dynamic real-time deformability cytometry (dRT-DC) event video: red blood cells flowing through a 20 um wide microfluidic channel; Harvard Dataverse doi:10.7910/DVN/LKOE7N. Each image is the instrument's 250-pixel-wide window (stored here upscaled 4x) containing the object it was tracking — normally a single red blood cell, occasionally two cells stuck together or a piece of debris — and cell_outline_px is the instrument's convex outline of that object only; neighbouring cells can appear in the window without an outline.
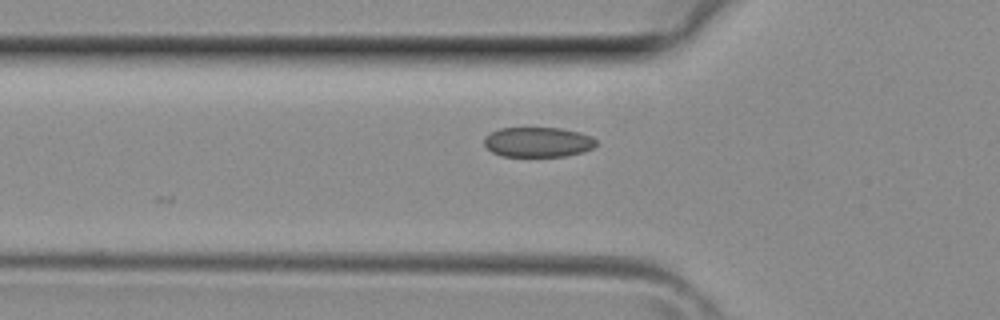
{"species": "common noctule bat (a hibernating species)", "species_latin": "Nyctalus noctula", "temperature_condition": "room temperature", "stored_images_in_passage": 7, "camera_frame_rate_fps": 3000, "um_per_image_px": 0.085, "animal": {"sex": "female", "body_mass_g": 29.2, "forearm_length_mm": 56.3}, "frame": {"image": 1, "passage_image": 2, "time_ms": 0.333, "image_size_px": [1000, 320], "cell_outline_px": [[596, 144], [592, 148], [584, 152], [564, 156], [504, 156], [492, 152], [484, 144], [484, 136], [500, 128], [560, 128], [580, 132], [592, 136], [596, 140]], "centroid_in_image_um": [45.74, 12.07], "position_along_channel_um": 80.1, "area_um2": 19.54}}
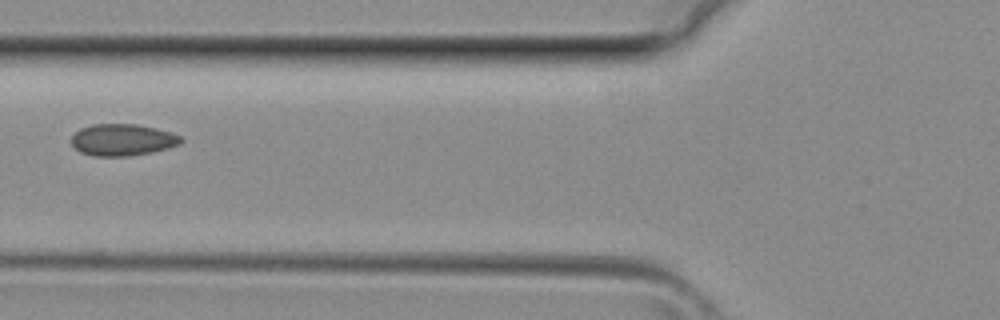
{"frame": {"image": 2, "passage_image": 4, "time_ms": 1.0, "image_size_px": [1000, 320], "cell_outline_px": [[184, 140], [180, 144], [168, 148], [152, 152], [128, 156], [92, 156], [80, 152], [72, 144], [72, 136], [80, 128], [92, 124], [136, 124], [156, 128], [172, 132], [180, 136]], "centroid_in_image_um": [10.43, 11.88], "position_along_channel_um": 115.4, "area_um2": 20.35}}
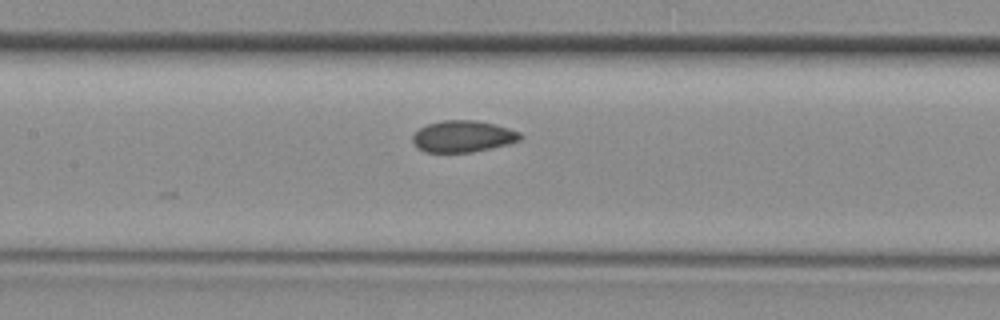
{"frame": {"image": 3, "passage_image": 7, "time_ms": 2.0, "image_size_px": [1000, 320], "cell_outline_px": [[524, 136], [520, 140], [508, 144], [472, 152], [428, 152], [420, 148], [412, 140], [412, 136], [420, 128], [428, 124], [444, 120], [476, 120], [508, 128], [520, 132]], "centroid_in_image_um": [39.38, 11.59], "position_along_channel_um": 168.0, "area_um2": 19.54}}